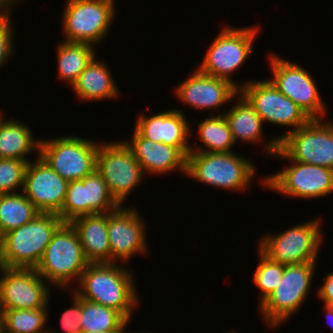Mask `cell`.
I'll list each match as a JSON object with an SVG mask.
<instances>
[{"label": "cell", "mask_w": 333, "mask_h": 333, "mask_svg": "<svg viewBox=\"0 0 333 333\" xmlns=\"http://www.w3.org/2000/svg\"><path fill=\"white\" fill-rule=\"evenodd\" d=\"M129 265L89 263L71 288L80 298L119 311L130 323L141 297Z\"/></svg>", "instance_id": "obj_1"}, {"label": "cell", "mask_w": 333, "mask_h": 333, "mask_svg": "<svg viewBox=\"0 0 333 333\" xmlns=\"http://www.w3.org/2000/svg\"><path fill=\"white\" fill-rule=\"evenodd\" d=\"M237 152H190L186 177L208 187L244 193L250 188L258 169L251 159ZM239 191V192H238Z\"/></svg>", "instance_id": "obj_2"}, {"label": "cell", "mask_w": 333, "mask_h": 333, "mask_svg": "<svg viewBox=\"0 0 333 333\" xmlns=\"http://www.w3.org/2000/svg\"><path fill=\"white\" fill-rule=\"evenodd\" d=\"M261 25L236 27L222 26L221 31L211 40L202 62L197 68L213 77L225 79L240 90L245 82L233 79V73L240 71L254 52V42L260 35ZM258 35V36H257ZM237 71V72H236Z\"/></svg>", "instance_id": "obj_3"}, {"label": "cell", "mask_w": 333, "mask_h": 333, "mask_svg": "<svg viewBox=\"0 0 333 333\" xmlns=\"http://www.w3.org/2000/svg\"><path fill=\"white\" fill-rule=\"evenodd\" d=\"M63 223L58 214L40 212L27 224L3 235L0 238V266L35 269Z\"/></svg>", "instance_id": "obj_4"}, {"label": "cell", "mask_w": 333, "mask_h": 333, "mask_svg": "<svg viewBox=\"0 0 333 333\" xmlns=\"http://www.w3.org/2000/svg\"><path fill=\"white\" fill-rule=\"evenodd\" d=\"M88 264L76 230L70 222H64L56 230L35 270L52 287L65 291L78 283Z\"/></svg>", "instance_id": "obj_5"}, {"label": "cell", "mask_w": 333, "mask_h": 333, "mask_svg": "<svg viewBox=\"0 0 333 333\" xmlns=\"http://www.w3.org/2000/svg\"><path fill=\"white\" fill-rule=\"evenodd\" d=\"M272 158L288 161L276 173L266 175L258 181L264 189L285 197L298 199H320L333 194V170L292 160L280 147Z\"/></svg>", "instance_id": "obj_6"}, {"label": "cell", "mask_w": 333, "mask_h": 333, "mask_svg": "<svg viewBox=\"0 0 333 333\" xmlns=\"http://www.w3.org/2000/svg\"><path fill=\"white\" fill-rule=\"evenodd\" d=\"M317 262L284 265V273L277 288L258 306L261 320L270 329L284 325L308 300L314 283Z\"/></svg>", "instance_id": "obj_7"}, {"label": "cell", "mask_w": 333, "mask_h": 333, "mask_svg": "<svg viewBox=\"0 0 333 333\" xmlns=\"http://www.w3.org/2000/svg\"><path fill=\"white\" fill-rule=\"evenodd\" d=\"M307 222L298 223L282 232H266L257 248L271 260L283 265L318 262L324 243L323 219L320 216Z\"/></svg>", "instance_id": "obj_8"}, {"label": "cell", "mask_w": 333, "mask_h": 333, "mask_svg": "<svg viewBox=\"0 0 333 333\" xmlns=\"http://www.w3.org/2000/svg\"><path fill=\"white\" fill-rule=\"evenodd\" d=\"M116 7L115 0H66L60 17L62 40L99 47L116 20Z\"/></svg>", "instance_id": "obj_9"}, {"label": "cell", "mask_w": 333, "mask_h": 333, "mask_svg": "<svg viewBox=\"0 0 333 333\" xmlns=\"http://www.w3.org/2000/svg\"><path fill=\"white\" fill-rule=\"evenodd\" d=\"M99 142L74 133L42 137L39 156L68 182L81 180L96 170Z\"/></svg>", "instance_id": "obj_10"}, {"label": "cell", "mask_w": 333, "mask_h": 333, "mask_svg": "<svg viewBox=\"0 0 333 333\" xmlns=\"http://www.w3.org/2000/svg\"><path fill=\"white\" fill-rule=\"evenodd\" d=\"M272 73L268 79L285 96L297 104L310 119H325L329 114L326 103L313 75L288 58L271 52L267 59Z\"/></svg>", "instance_id": "obj_11"}, {"label": "cell", "mask_w": 333, "mask_h": 333, "mask_svg": "<svg viewBox=\"0 0 333 333\" xmlns=\"http://www.w3.org/2000/svg\"><path fill=\"white\" fill-rule=\"evenodd\" d=\"M96 170L105 180L111 196L120 206H126L130 194L145 180L141 165L123 140L100 141Z\"/></svg>", "instance_id": "obj_12"}, {"label": "cell", "mask_w": 333, "mask_h": 333, "mask_svg": "<svg viewBox=\"0 0 333 333\" xmlns=\"http://www.w3.org/2000/svg\"><path fill=\"white\" fill-rule=\"evenodd\" d=\"M239 92L254 107L264 124L281 126L288 130L277 135L280 142L287 134L305 125L310 118L290 98L282 94L268 79L248 81Z\"/></svg>", "instance_id": "obj_13"}, {"label": "cell", "mask_w": 333, "mask_h": 333, "mask_svg": "<svg viewBox=\"0 0 333 333\" xmlns=\"http://www.w3.org/2000/svg\"><path fill=\"white\" fill-rule=\"evenodd\" d=\"M310 119L287 134L279 147L294 161L333 170V121Z\"/></svg>", "instance_id": "obj_14"}, {"label": "cell", "mask_w": 333, "mask_h": 333, "mask_svg": "<svg viewBox=\"0 0 333 333\" xmlns=\"http://www.w3.org/2000/svg\"><path fill=\"white\" fill-rule=\"evenodd\" d=\"M0 314L8 309L49 308L52 287L35 269L0 266Z\"/></svg>", "instance_id": "obj_15"}, {"label": "cell", "mask_w": 333, "mask_h": 333, "mask_svg": "<svg viewBox=\"0 0 333 333\" xmlns=\"http://www.w3.org/2000/svg\"><path fill=\"white\" fill-rule=\"evenodd\" d=\"M134 206H119L108 212V240L111 248V263H129L136 254L144 256L149 252L147 228Z\"/></svg>", "instance_id": "obj_16"}, {"label": "cell", "mask_w": 333, "mask_h": 333, "mask_svg": "<svg viewBox=\"0 0 333 333\" xmlns=\"http://www.w3.org/2000/svg\"><path fill=\"white\" fill-rule=\"evenodd\" d=\"M187 76L172 89L173 94L182 106L185 104L198 112L209 110L207 113L210 115H222L225 112L220 109L233 103V98L239 93L229 81L207 75L197 67Z\"/></svg>", "instance_id": "obj_17"}, {"label": "cell", "mask_w": 333, "mask_h": 333, "mask_svg": "<svg viewBox=\"0 0 333 333\" xmlns=\"http://www.w3.org/2000/svg\"><path fill=\"white\" fill-rule=\"evenodd\" d=\"M119 206L105 180L95 170L81 180L68 182L66 198L58 215L64 222H71L84 215L108 213Z\"/></svg>", "instance_id": "obj_18"}, {"label": "cell", "mask_w": 333, "mask_h": 333, "mask_svg": "<svg viewBox=\"0 0 333 333\" xmlns=\"http://www.w3.org/2000/svg\"><path fill=\"white\" fill-rule=\"evenodd\" d=\"M68 181L40 156L28 163L22 192L41 213L59 214L66 198Z\"/></svg>", "instance_id": "obj_19"}, {"label": "cell", "mask_w": 333, "mask_h": 333, "mask_svg": "<svg viewBox=\"0 0 333 333\" xmlns=\"http://www.w3.org/2000/svg\"><path fill=\"white\" fill-rule=\"evenodd\" d=\"M185 115L173 107L155 114L152 112L149 116L141 111L137 113L134 129L146 139L179 148L187 156L195 122L187 121Z\"/></svg>", "instance_id": "obj_20"}, {"label": "cell", "mask_w": 333, "mask_h": 333, "mask_svg": "<svg viewBox=\"0 0 333 333\" xmlns=\"http://www.w3.org/2000/svg\"><path fill=\"white\" fill-rule=\"evenodd\" d=\"M133 130L131 137L123 141L141 165L145 177L146 175L149 178L153 175L162 177L172 171L186 176L187 156L179 148L146 139L135 129Z\"/></svg>", "instance_id": "obj_21"}, {"label": "cell", "mask_w": 333, "mask_h": 333, "mask_svg": "<svg viewBox=\"0 0 333 333\" xmlns=\"http://www.w3.org/2000/svg\"><path fill=\"white\" fill-rule=\"evenodd\" d=\"M233 102L231 108L224 110V117L228 122L235 144L242 142L263 145L261 146L263 154L273 157L279 149V141L276 136L269 138L270 140L266 138L264 141V122L240 92L233 98Z\"/></svg>", "instance_id": "obj_22"}, {"label": "cell", "mask_w": 333, "mask_h": 333, "mask_svg": "<svg viewBox=\"0 0 333 333\" xmlns=\"http://www.w3.org/2000/svg\"><path fill=\"white\" fill-rule=\"evenodd\" d=\"M111 73L108 64L95 56L71 86L75 98L85 104L119 99V85Z\"/></svg>", "instance_id": "obj_23"}, {"label": "cell", "mask_w": 333, "mask_h": 333, "mask_svg": "<svg viewBox=\"0 0 333 333\" xmlns=\"http://www.w3.org/2000/svg\"><path fill=\"white\" fill-rule=\"evenodd\" d=\"M81 241L89 263H111L108 240V213L80 216L70 222Z\"/></svg>", "instance_id": "obj_24"}, {"label": "cell", "mask_w": 333, "mask_h": 333, "mask_svg": "<svg viewBox=\"0 0 333 333\" xmlns=\"http://www.w3.org/2000/svg\"><path fill=\"white\" fill-rule=\"evenodd\" d=\"M14 118L10 116L0 127V158L29 163L31 154L39 157L41 137H34L29 124Z\"/></svg>", "instance_id": "obj_25"}, {"label": "cell", "mask_w": 333, "mask_h": 333, "mask_svg": "<svg viewBox=\"0 0 333 333\" xmlns=\"http://www.w3.org/2000/svg\"><path fill=\"white\" fill-rule=\"evenodd\" d=\"M196 127L198 135L193 136L195 143L193 142L190 145V152L218 153L235 151L234 147L236 144L224 114L208 115L204 120L197 122Z\"/></svg>", "instance_id": "obj_26"}, {"label": "cell", "mask_w": 333, "mask_h": 333, "mask_svg": "<svg viewBox=\"0 0 333 333\" xmlns=\"http://www.w3.org/2000/svg\"><path fill=\"white\" fill-rule=\"evenodd\" d=\"M56 52L57 78L71 87L96 56V46L88 43L58 42Z\"/></svg>", "instance_id": "obj_27"}, {"label": "cell", "mask_w": 333, "mask_h": 333, "mask_svg": "<svg viewBox=\"0 0 333 333\" xmlns=\"http://www.w3.org/2000/svg\"><path fill=\"white\" fill-rule=\"evenodd\" d=\"M82 332H128L130 322L117 310L81 298Z\"/></svg>", "instance_id": "obj_28"}, {"label": "cell", "mask_w": 333, "mask_h": 333, "mask_svg": "<svg viewBox=\"0 0 333 333\" xmlns=\"http://www.w3.org/2000/svg\"><path fill=\"white\" fill-rule=\"evenodd\" d=\"M39 213L22 191L0 194V238L27 224Z\"/></svg>", "instance_id": "obj_29"}, {"label": "cell", "mask_w": 333, "mask_h": 333, "mask_svg": "<svg viewBox=\"0 0 333 333\" xmlns=\"http://www.w3.org/2000/svg\"><path fill=\"white\" fill-rule=\"evenodd\" d=\"M51 300L49 298V308L4 310L0 315V327L7 333H48Z\"/></svg>", "instance_id": "obj_30"}, {"label": "cell", "mask_w": 333, "mask_h": 333, "mask_svg": "<svg viewBox=\"0 0 333 333\" xmlns=\"http://www.w3.org/2000/svg\"><path fill=\"white\" fill-rule=\"evenodd\" d=\"M257 266L253 271V283L259 290L258 306H260L267 297L277 288L282 280L284 265L275 262L257 249Z\"/></svg>", "instance_id": "obj_31"}, {"label": "cell", "mask_w": 333, "mask_h": 333, "mask_svg": "<svg viewBox=\"0 0 333 333\" xmlns=\"http://www.w3.org/2000/svg\"><path fill=\"white\" fill-rule=\"evenodd\" d=\"M27 165V161L0 158V194L22 191Z\"/></svg>", "instance_id": "obj_32"}, {"label": "cell", "mask_w": 333, "mask_h": 333, "mask_svg": "<svg viewBox=\"0 0 333 333\" xmlns=\"http://www.w3.org/2000/svg\"><path fill=\"white\" fill-rule=\"evenodd\" d=\"M14 12L7 11L3 16L0 17V70L7 65L16 50V41H14L16 29L14 28V22L12 20V14ZM15 30V31H14Z\"/></svg>", "instance_id": "obj_33"}, {"label": "cell", "mask_w": 333, "mask_h": 333, "mask_svg": "<svg viewBox=\"0 0 333 333\" xmlns=\"http://www.w3.org/2000/svg\"><path fill=\"white\" fill-rule=\"evenodd\" d=\"M71 305L68 309H65L60 318V328L57 329L52 328L48 330V333H81L82 329L80 326V316H81V298L71 290ZM56 330V331H55Z\"/></svg>", "instance_id": "obj_34"}, {"label": "cell", "mask_w": 333, "mask_h": 333, "mask_svg": "<svg viewBox=\"0 0 333 333\" xmlns=\"http://www.w3.org/2000/svg\"><path fill=\"white\" fill-rule=\"evenodd\" d=\"M323 284L318 287L316 297L320 299L323 305H333V272L325 273Z\"/></svg>", "instance_id": "obj_35"}, {"label": "cell", "mask_w": 333, "mask_h": 333, "mask_svg": "<svg viewBox=\"0 0 333 333\" xmlns=\"http://www.w3.org/2000/svg\"><path fill=\"white\" fill-rule=\"evenodd\" d=\"M323 311L325 312L326 322L329 327L333 330V308L331 306L323 305Z\"/></svg>", "instance_id": "obj_36"}, {"label": "cell", "mask_w": 333, "mask_h": 333, "mask_svg": "<svg viewBox=\"0 0 333 333\" xmlns=\"http://www.w3.org/2000/svg\"><path fill=\"white\" fill-rule=\"evenodd\" d=\"M23 0H0V3L8 10V11H12L15 6H17V4H21ZM18 2V3H17Z\"/></svg>", "instance_id": "obj_37"}, {"label": "cell", "mask_w": 333, "mask_h": 333, "mask_svg": "<svg viewBox=\"0 0 333 333\" xmlns=\"http://www.w3.org/2000/svg\"><path fill=\"white\" fill-rule=\"evenodd\" d=\"M7 118H5V114L3 113V110L0 109V127L2 126V124L5 122Z\"/></svg>", "instance_id": "obj_38"}, {"label": "cell", "mask_w": 333, "mask_h": 333, "mask_svg": "<svg viewBox=\"0 0 333 333\" xmlns=\"http://www.w3.org/2000/svg\"><path fill=\"white\" fill-rule=\"evenodd\" d=\"M8 10L0 3V17L3 16Z\"/></svg>", "instance_id": "obj_39"}, {"label": "cell", "mask_w": 333, "mask_h": 333, "mask_svg": "<svg viewBox=\"0 0 333 333\" xmlns=\"http://www.w3.org/2000/svg\"><path fill=\"white\" fill-rule=\"evenodd\" d=\"M128 331H129V332H127V333H157L156 331H155V332H153V331H146V332L143 331V332H142L141 330H140V331L138 330L137 332H136V331L131 332L130 329H129Z\"/></svg>", "instance_id": "obj_40"}, {"label": "cell", "mask_w": 333, "mask_h": 333, "mask_svg": "<svg viewBox=\"0 0 333 333\" xmlns=\"http://www.w3.org/2000/svg\"><path fill=\"white\" fill-rule=\"evenodd\" d=\"M81 333H127V332H101V331H98V332H81Z\"/></svg>", "instance_id": "obj_41"}, {"label": "cell", "mask_w": 333, "mask_h": 333, "mask_svg": "<svg viewBox=\"0 0 333 333\" xmlns=\"http://www.w3.org/2000/svg\"><path fill=\"white\" fill-rule=\"evenodd\" d=\"M224 333H239V331H236L235 329H233V330H226Z\"/></svg>", "instance_id": "obj_42"}, {"label": "cell", "mask_w": 333, "mask_h": 333, "mask_svg": "<svg viewBox=\"0 0 333 333\" xmlns=\"http://www.w3.org/2000/svg\"><path fill=\"white\" fill-rule=\"evenodd\" d=\"M0 333H7V332L0 327Z\"/></svg>", "instance_id": "obj_43"}]
</instances>
